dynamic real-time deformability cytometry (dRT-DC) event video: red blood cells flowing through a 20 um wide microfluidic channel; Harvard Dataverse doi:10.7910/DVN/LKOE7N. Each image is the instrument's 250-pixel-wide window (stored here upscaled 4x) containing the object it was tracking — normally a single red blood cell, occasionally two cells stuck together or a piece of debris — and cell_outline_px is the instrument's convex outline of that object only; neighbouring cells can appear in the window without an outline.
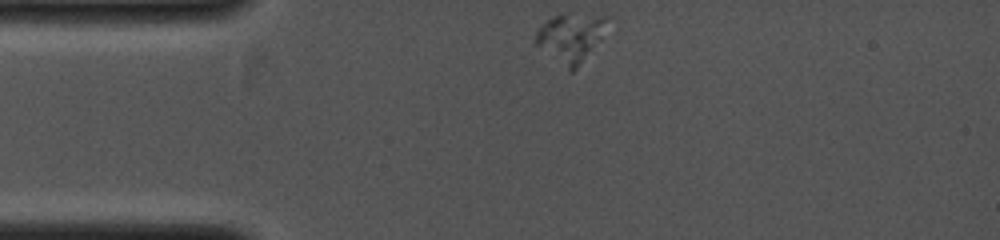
{"species": "common noctule bat (a hibernating species)", "species_latin": "Nyctalus noctula", "temperature_condition": "cold", "stored_images_in_passage": 33, "segment_of_instrument_passage": [1, 2], "camera_frame_rate_fps": 4000, "um_per_image_px": 0.085, "animal": {"sex": "female", "body_mass_g": 19.0, "forearm_length_mm": 53.3}, "frame": {"image": 1, "passage_image": 1, "time_ms": 0.0, "image_size_px": [1000, 240], "cell_outline_px": [[612, 16], [600, 36], [576, 68], [572, 72], [568, 72], [536, 44], [536, 32], [552, 16]], "centroid_in_image_um": [48.48, 3.23], "position_along_channel_um": 36.5, "area_um2": 19.07}}
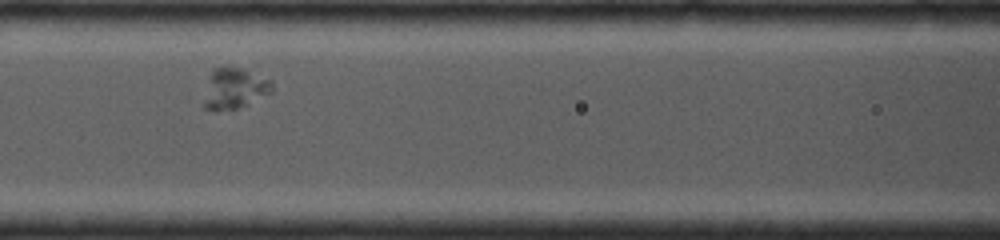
{"frame": {"image": 2, "passage_image": 11, "time_ms": 2.5, "image_size_px": [1000, 240], "cell_outline_px": [[272, 92], [236, 108], [216, 112], [204, 108], [204, 104], [212, 68], [224, 64], [244, 68], [272, 80]], "centroid_in_image_um": [19.93, 7.47], "position_along_channel_um": 146.7, "area_um2": 16.24}}
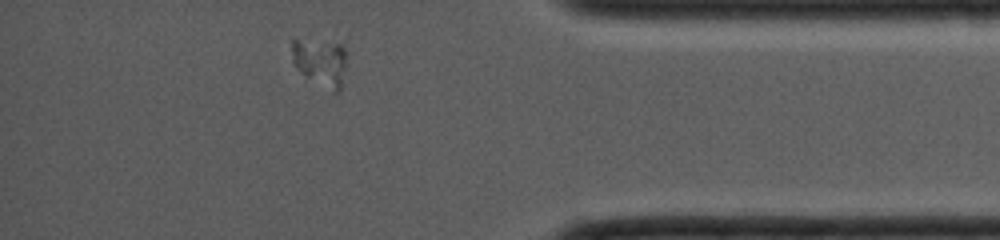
{"frame": {"image": 3, "passage_image": 30, "time_ms": 7.25, "image_size_px": [1000, 240], "cell_outline_px": [[344, 68], [340, 92], [332, 92], [300, 72], [292, 60], [292, 40], [296, 40], [340, 44], [344, 48]], "centroid_in_image_um": [27.22, 5.32], "position_along_channel_um": 408.0, "area_um2": 14.57}}